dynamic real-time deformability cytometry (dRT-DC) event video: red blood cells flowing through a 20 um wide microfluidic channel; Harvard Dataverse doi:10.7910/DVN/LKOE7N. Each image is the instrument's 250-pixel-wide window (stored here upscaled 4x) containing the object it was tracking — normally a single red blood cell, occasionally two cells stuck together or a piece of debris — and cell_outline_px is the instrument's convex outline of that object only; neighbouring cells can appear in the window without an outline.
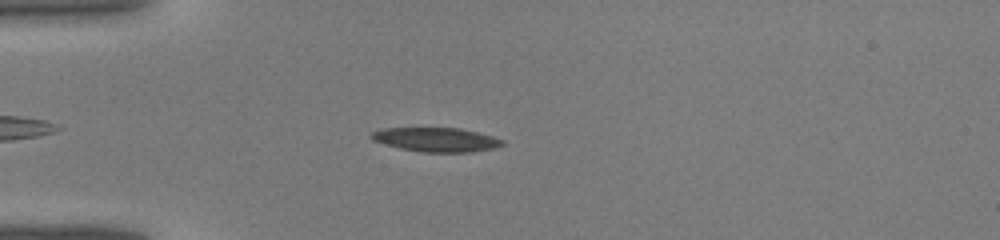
{"species": "common noctule bat (a hibernating species)", "species_latin": "Nyctalus noctula", "temperature_condition": "warm", "stored_images_in_passage": 38, "camera_frame_rate_fps": 3000, "um_per_image_px": 0.085, "animal": {"sex": "male", "body_mass_g": 19.0, "forearm_length_mm": 50.8}, "frame": {"image": 1, "passage_image": 7, "time_ms": 2.0, "image_size_px": [1000, 240], "cell_outline_px": [[504, 144], [492, 148], [472, 152], [420, 152], [400, 148], [384, 144], [372, 140], [368, 136], [372, 132], [384, 128], [460, 128], [492, 136], [504, 140]], "centroid_in_image_um": [37.04, 11.87], "position_along_channel_um": 48.0, "area_um2": 18.38}}
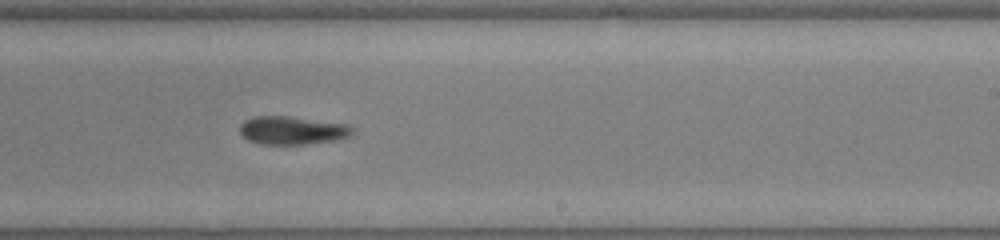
{"frame": {"image": 2, "passage_image": 22, "time_ms": 7.0, "image_size_px": [1000, 240], "cell_outline_px": [[356, 128], [352, 136], [340, 140], [308, 144], [260, 144], [248, 140], [240, 132], [240, 124], [244, 120], [252, 116], [288, 116], [348, 124]], "centroid_in_image_um": [24.91, 11.08], "position_along_channel_um": 264.1, "area_um2": 18.9}}
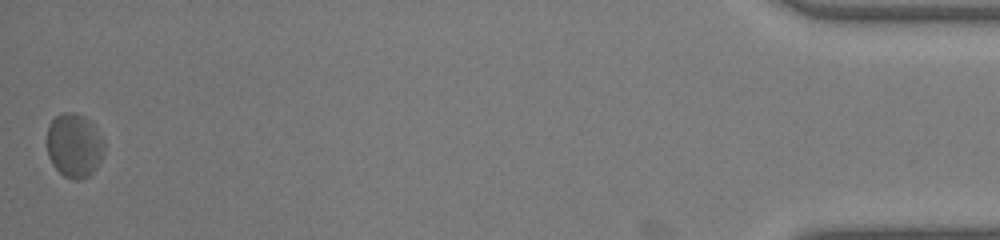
{"frame": {"image": 3, "passage_image": 38, "time_ms": 12.333, "image_size_px": [1000, 240], "cell_outline_px": [[104, 152], [96, 168], [88, 176], [80, 180], [72, 180], [64, 176], [52, 164], [48, 156], [48, 124], [56, 116], [64, 112], [72, 112], [84, 116], [92, 120], [104, 140]], "centroid_in_image_um": [6.33, 12.35], "position_along_channel_um": 428.9, "area_um2": 21.56}}